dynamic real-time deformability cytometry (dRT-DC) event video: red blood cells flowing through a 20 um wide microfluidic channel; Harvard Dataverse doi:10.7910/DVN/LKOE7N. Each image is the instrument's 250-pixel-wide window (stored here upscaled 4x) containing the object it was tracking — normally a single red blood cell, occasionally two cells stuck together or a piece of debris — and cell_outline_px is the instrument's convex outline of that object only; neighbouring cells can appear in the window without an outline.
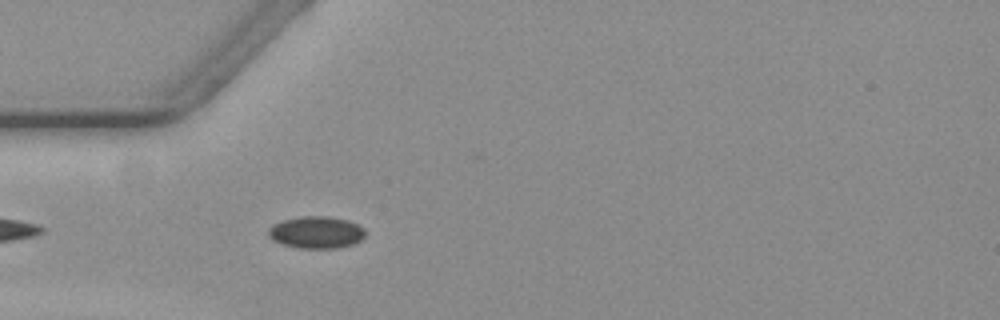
{"species": "common noctule bat (a hibernating species)", "species_latin": "Nyctalus noctula", "temperature_condition": "warm", "stored_images_in_passage": 11, "camera_frame_rate_fps": 3000, "um_per_image_px": 0.085, "animal": {"sex": "female", "body_mass_g": 19.3, "forearm_length_mm": 54.1}, "frame": {"image": 1, "passage_image": 4, "time_ms": 1.0, "image_size_px": [1000, 320], "cell_outline_px": [[364, 236], [360, 240], [352, 244], [336, 248], [300, 248], [284, 244], [272, 240], [268, 236], [268, 228], [272, 224], [284, 220], [300, 216], [328, 216], [348, 220], [364, 228]], "centroid_in_image_um": [26.86, 19.74], "position_along_channel_um": 58.1, "area_um2": 18.03}}
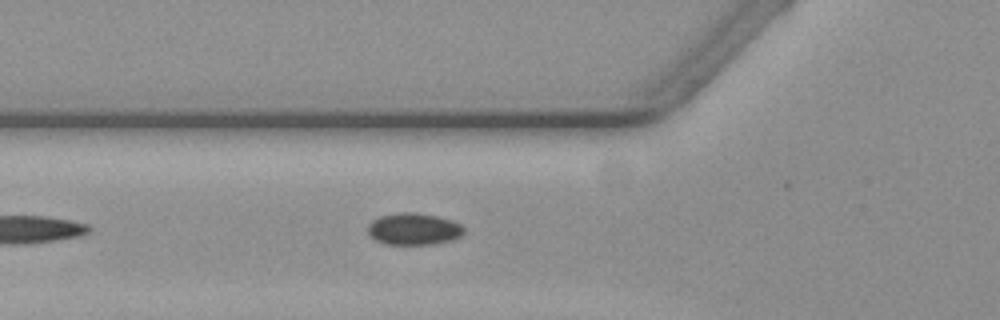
{"frame": {"image": 2, "passage_image": 7, "time_ms": 2.0, "image_size_px": [1000, 320], "cell_outline_px": [[464, 232], [460, 236], [452, 240], [432, 244], [388, 244], [376, 240], [368, 232], [368, 224], [372, 220], [380, 216], [400, 212], [416, 212], [436, 216], [452, 220], [460, 224], [464, 228]], "centroid_in_image_um": [35.17, 19.45], "position_along_channel_um": 90.6, "area_um2": 17.74}}
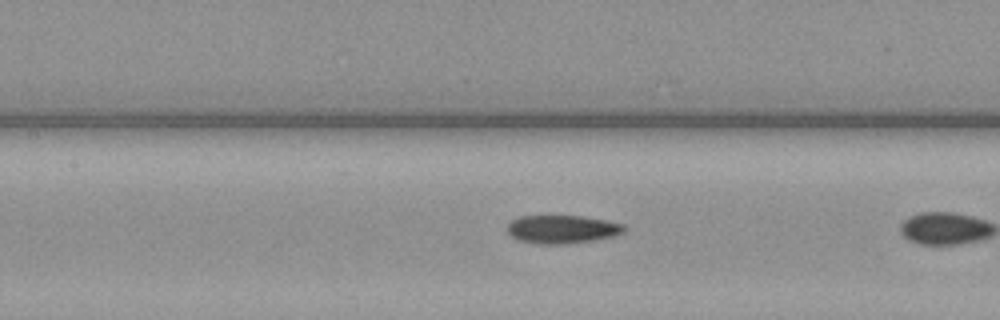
{"frame": {"image": 3, "passage_image": 10, "time_ms": 3.0, "image_size_px": [1000, 320], "cell_outline_px": [[628, 228], [624, 232], [612, 236], [592, 240], [568, 244], [536, 244], [520, 240], [512, 236], [508, 232], [508, 224], [512, 220], [520, 216], [584, 216], [624, 224]], "centroid_in_image_um": [47.8, 19.49], "position_along_channel_um": 159.6, "area_um2": 19.19}}